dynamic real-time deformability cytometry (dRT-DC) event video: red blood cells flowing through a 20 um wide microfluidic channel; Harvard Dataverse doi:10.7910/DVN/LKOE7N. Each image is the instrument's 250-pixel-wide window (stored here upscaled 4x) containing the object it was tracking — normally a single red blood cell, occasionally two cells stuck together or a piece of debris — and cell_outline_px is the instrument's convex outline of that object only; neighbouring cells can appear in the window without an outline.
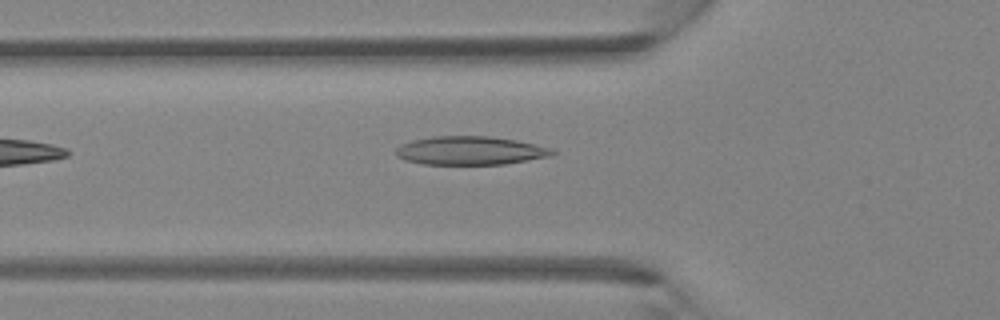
{"species": "Egyptian fruit bat (a non-hibernating species)", "species_latin": "Rousettus aegyptiacus", "temperature_condition": "room temperature", "stored_images_in_passage": 4, "camera_frame_rate_fps": 3000, "um_per_image_px": 0.085, "animal": {"sex": "female"}, "frame": {"image": 1, "passage_image": 4, "time_ms": 1.0, "image_size_px": [1000, 320], "cell_outline_px": [[556, 152], [552, 156], [504, 164], [424, 164], [404, 160], [396, 156], [396, 148], [400, 144], [412, 140], [432, 136], [488, 136], [516, 140], [552, 148]], "centroid_in_image_um": [39.95, 12.8], "position_along_channel_um": 85.8, "area_um2": 26.07}}